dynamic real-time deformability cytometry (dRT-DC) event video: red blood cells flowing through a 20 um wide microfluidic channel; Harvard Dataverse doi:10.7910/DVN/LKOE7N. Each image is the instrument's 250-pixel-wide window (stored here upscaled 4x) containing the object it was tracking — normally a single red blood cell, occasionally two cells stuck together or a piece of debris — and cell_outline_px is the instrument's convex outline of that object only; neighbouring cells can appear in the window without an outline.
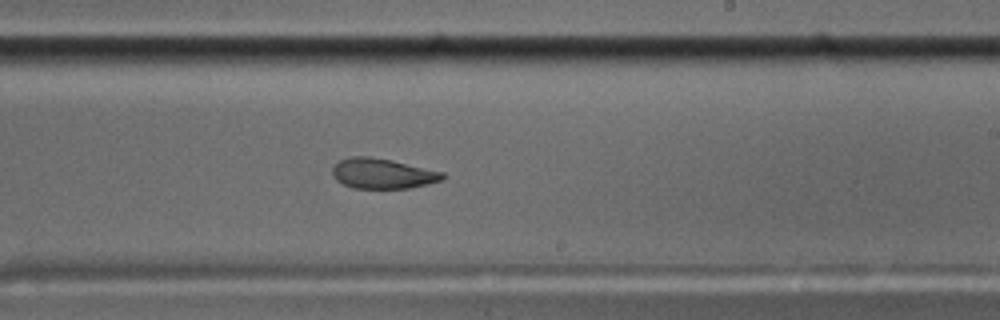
{"species": "common noctule bat (a hibernating species)", "species_latin": "Nyctalus noctula", "temperature_condition": "cold", "stored_images_in_passage": 58, "camera_frame_rate_fps": 3000, "um_per_image_px": 0.085, "animal": {"sex": "male", "body_mass_g": 17.5, "forearm_length_mm": 52.3}, "frame": {"image": 1, "passage_image": 34, "time_ms": 11.0, "image_size_px": [1000, 320], "cell_outline_px": [[444, 180], [428, 184], [408, 188], [352, 188], [336, 180], [332, 176], [332, 168], [340, 160], [352, 156], [368, 156], [392, 160], [444, 172]], "centroid_in_image_um": [32.52, 14.75], "position_along_channel_um": 256.5, "area_um2": 19.42}}
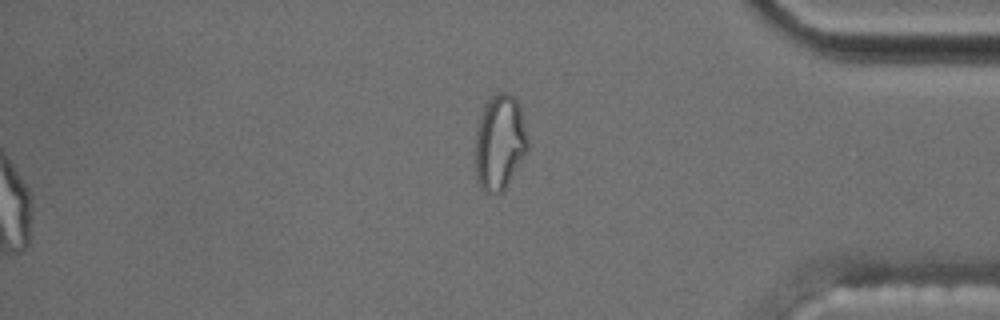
{"frame": {"image": 2, "passage_image": 58, "time_ms": 19.0, "image_size_px": [1000, 320], "cell_outline_px": [[528, 148], [504, 188], [500, 192], [488, 192], [480, 184], [476, 176], [476, 132], [480, 116], [484, 104], [496, 92], [508, 92], [520, 104], [528, 140]], "centroid_in_image_um": [42.47, 12.02], "position_along_channel_um": 392.7, "area_um2": 28.55}, "authors_computed_cell_mechanics": {"area_um2": 20.2589, "velocity_mm_per_s": 3.5288, "shape_relaxation_time_tau1_ms": null, "shape_relaxation_time_tau2_ms": 2.6749, "deformation_change_tau1": null, "deformation_change_tau2": 0.082}}